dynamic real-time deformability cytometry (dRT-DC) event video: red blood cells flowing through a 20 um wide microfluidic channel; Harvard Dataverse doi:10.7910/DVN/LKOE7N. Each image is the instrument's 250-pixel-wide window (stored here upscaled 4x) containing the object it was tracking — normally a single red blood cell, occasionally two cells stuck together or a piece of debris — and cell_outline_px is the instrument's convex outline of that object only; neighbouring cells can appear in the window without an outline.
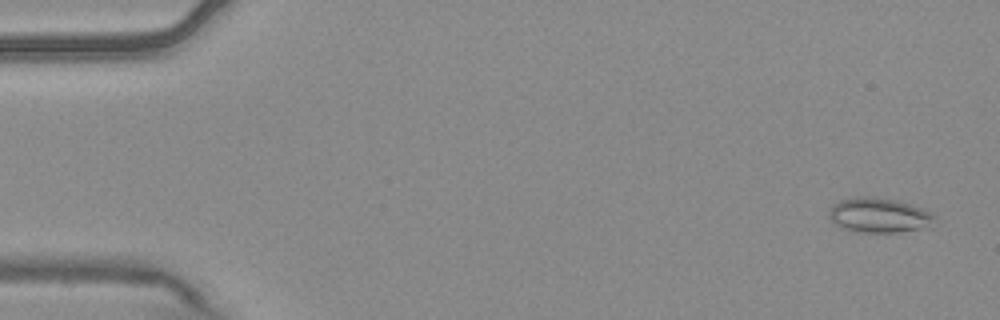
{"species": "common noctule bat (a hibernating species)", "species_latin": "Nyctalus noctula", "temperature_condition": "warm", "stored_images_in_passage": 5, "camera_frame_rate_fps": 3000, "um_per_image_px": 0.085, "animal": {"sex": "male", "body_mass_g": 20.4}, "frame": {"image": 1, "passage_image": 1, "time_ms": 0.0, "image_size_px": [1000, 320], "cell_outline_px": [[936, 216], [920, 228], [896, 232], [856, 232], [844, 228], [836, 224], [828, 216], [828, 208], [832, 204], [840, 200], [856, 196], [872, 196], [896, 200], [912, 204], [932, 212]], "centroid_in_image_um": [74.62, 18.26], "position_along_channel_um": 10.4, "area_um2": 21.21}}